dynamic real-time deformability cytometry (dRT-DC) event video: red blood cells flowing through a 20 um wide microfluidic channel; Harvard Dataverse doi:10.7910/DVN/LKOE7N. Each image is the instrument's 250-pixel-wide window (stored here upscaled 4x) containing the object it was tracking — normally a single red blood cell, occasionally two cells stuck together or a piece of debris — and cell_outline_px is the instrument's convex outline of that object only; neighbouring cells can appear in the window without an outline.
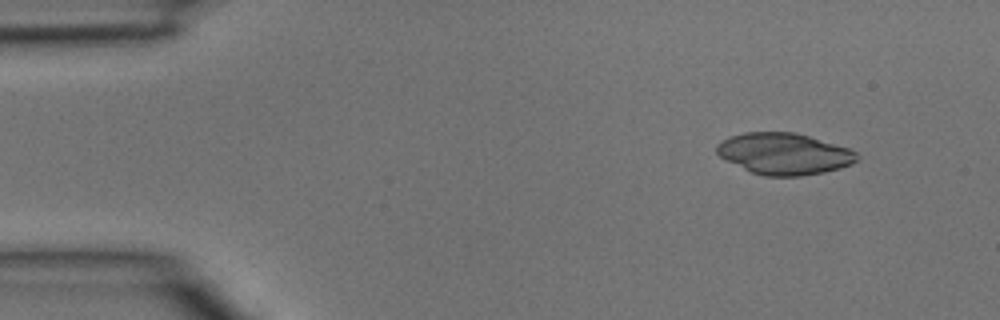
{"species": "common noctule bat (a hibernating species)", "species_latin": "Nyctalus noctula", "temperature_condition": "room temperature", "stored_images_in_passage": 3, "camera_frame_rate_fps": 3000, "um_per_image_px": 0.085, "animal": {"sex": "male", "body_mass_g": 15.6}, "frame": {"image": 1, "passage_image": 1, "time_ms": 0.0, "image_size_px": [1000, 320], "cell_outline_px": [[860, 156], [852, 164], [840, 168], [824, 172], [800, 176], [764, 176], [752, 172], [720, 156], [716, 152], [716, 144], [720, 140], [744, 132], [796, 132], [848, 148], [856, 152]], "centroid_in_image_um": [66.66, 13.06], "position_along_channel_um": 18.3, "area_um2": 33.7}}